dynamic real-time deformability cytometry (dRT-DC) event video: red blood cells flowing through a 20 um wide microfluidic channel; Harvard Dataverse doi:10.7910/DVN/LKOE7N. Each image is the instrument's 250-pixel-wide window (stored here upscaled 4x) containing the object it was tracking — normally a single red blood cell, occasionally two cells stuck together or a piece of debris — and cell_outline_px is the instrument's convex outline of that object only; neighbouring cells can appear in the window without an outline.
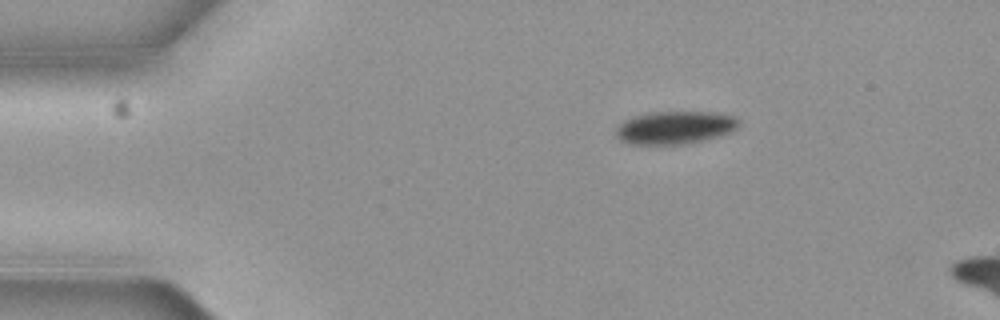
{"species": "common noctule bat (a hibernating species)", "species_latin": "Nyctalus noctula", "temperature_condition": "cold", "stored_images_in_passage": 2, "camera_frame_rate_fps": 3000, "um_per_image_px": 0.085, "animal": {"sex": "female", "body_mass_g": 19.3, "forearm_length_mm": 54.1}, "frame": {"image": 1, "passage_image": 1, "time_ms": 0.0, "image_size_px": [1000, 320], "cell_outline_px": [[740, 124], [736, 128], [720, 136], [680, 144], [628, 144], [620, 140], [616, 136], [616, 124], [632, 116], [652, 112], [712, 112], [736, 116], [740, 120]], "centroid_in_image_um": [57.33, 10.83], "position_along_channel_um": 27.7, "area_um2": 23.58}}